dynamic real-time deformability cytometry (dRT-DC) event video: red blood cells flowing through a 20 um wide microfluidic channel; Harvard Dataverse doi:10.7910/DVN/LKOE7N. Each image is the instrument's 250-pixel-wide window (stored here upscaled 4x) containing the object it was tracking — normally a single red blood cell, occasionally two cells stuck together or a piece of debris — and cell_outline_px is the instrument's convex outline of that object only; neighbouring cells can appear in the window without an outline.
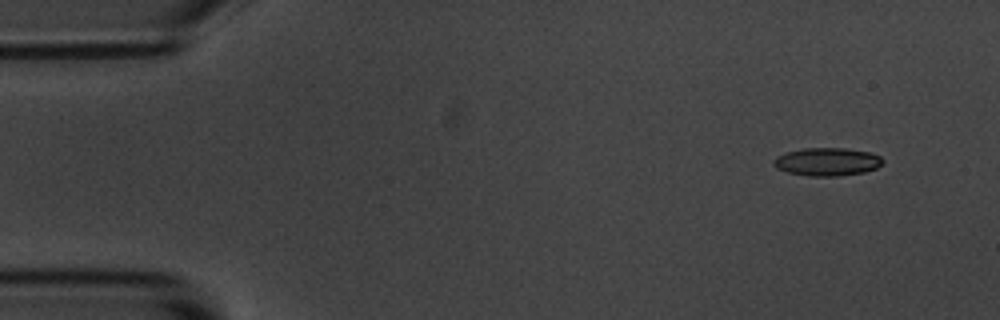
{"species": "common noctule bat (a hibernating species)", "species_latin": "Nyctalus noctula", "temperature_condition": "room temperature", "stored_images_in_passage": 12, "camera_frame_rate_fps": 3000, "um_per_image_px": 0.085, "animal": {"sex": "male", "body_mass_g": 20.1, "forearm_length_mm": 53.5}, "frame": {"image": 1, "passage_image": 1, "time_ms": 0.0, "image_size_px": [1000, 320], "cell_outline_px": [[884, 160], [876, 168], [864, 172], [836, 176], [808, 176], [788, 172], [776, 168], [772, 164], [772, 160], [776, 156], [784, 152], [804, 148], [844, 148], [872, 152], [880, 156]], "centroid_in_image_um": [70.27, 13.74], "position_along_channel_um": 14.7, "area_um2": 17.98}}